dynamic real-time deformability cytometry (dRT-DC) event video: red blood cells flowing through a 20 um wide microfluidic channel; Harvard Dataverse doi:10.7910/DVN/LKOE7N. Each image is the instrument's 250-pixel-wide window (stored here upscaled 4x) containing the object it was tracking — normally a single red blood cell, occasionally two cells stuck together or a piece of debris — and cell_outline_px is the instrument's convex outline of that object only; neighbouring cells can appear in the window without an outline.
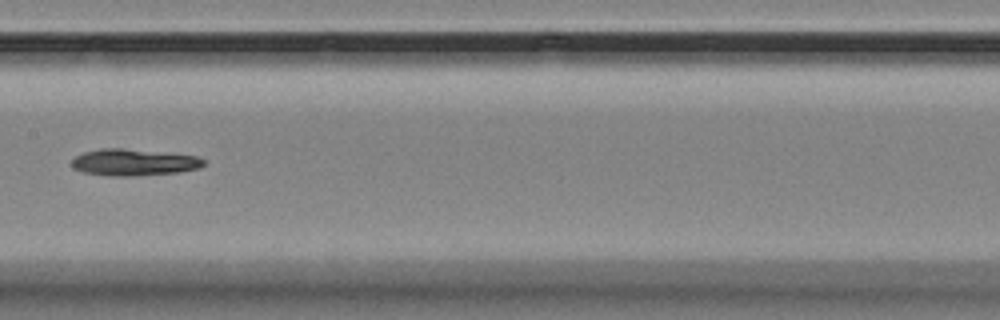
{"species": "Egyptian fruit bat (a non-hibernating species)", "species_latin": "Rousettus aegyptiacus", "temperature_condition": "room temperature", "stored_images_in_passage": 13, "camera_frame_rate_fps": 3000, "um_per_image_px": 0.085, "animal": {"sex": "female"}, "frame": {"image": 1, "passage_image": 6, "time_ms": 6.0, "image_size_px": [1000, 320], "cell_outline_px": [[204, 164], [200, 168], [180, 172], [132, 176], [108, 176], [84, 172], [72, 168], [72, 160], [76, 156], [84, 152], [100, 148], [120, 148], [196, 156], [204, 160]], "centroid_in_image_um": [11.34, 13.81], "position_along_channel_um": 196.1, "area_um2": 20.35}}
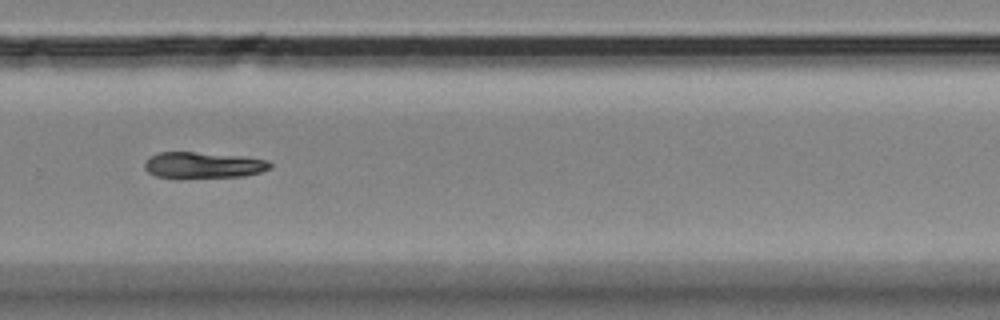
{"frame": {"image": 2, "passage_image": 9, "time_ms": 9.333, "image_size_px": [1000, 320], "cell_outline_px": [[272, 168], [260, 172], [244, 176], [180, 180], [156, 176], [148, 172], [144, 168], [144, 160], [156, 152], [192, 152], [240, 156], [268, 160], [272, 164]], "centroid_in_image_um": [17.22, 14.07], "position_along_channel_um": 312.6, "area_um2": 19.88}}
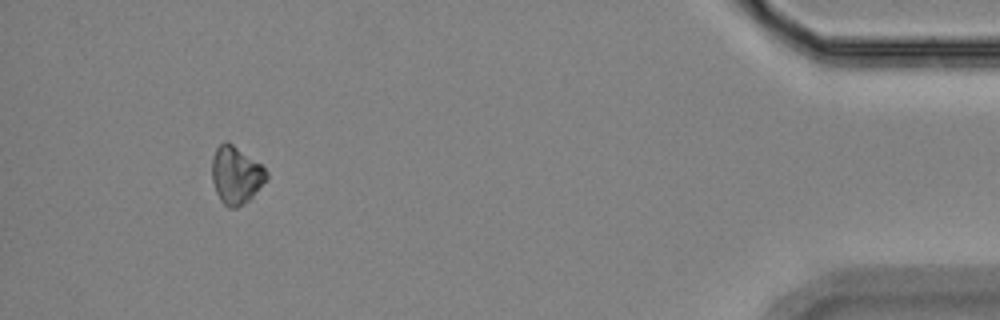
{"frame": {"image": 3, "passage_image": 13, "time_ms": 14.0, "image_size_px": [1000, 320], "cell_outline_px": [[268, 176], [252, 196], [244, 204], [236, 208], [228, 208], [220, 200], [216, 192], [212, 180], [212, 160], [216, 148], [224, 140], [228, 140], [260, 164], [268, 172]], "centroid_in_image_um": [20.03, 14.87], "position_along_channel_um": 415.2, "area_um2": 18.15}, "authors_computed_cell_mechanics": {"area_um2": 19.8832, "velocity_mm_per_s": 3.5211, "shape_relaxation_time_tau1_ms": 2.4468, "shape_relaxation_time_tau2_ms": null, "deformation_change_tau1": 0.0753, "deformation_change_tau2": null}}